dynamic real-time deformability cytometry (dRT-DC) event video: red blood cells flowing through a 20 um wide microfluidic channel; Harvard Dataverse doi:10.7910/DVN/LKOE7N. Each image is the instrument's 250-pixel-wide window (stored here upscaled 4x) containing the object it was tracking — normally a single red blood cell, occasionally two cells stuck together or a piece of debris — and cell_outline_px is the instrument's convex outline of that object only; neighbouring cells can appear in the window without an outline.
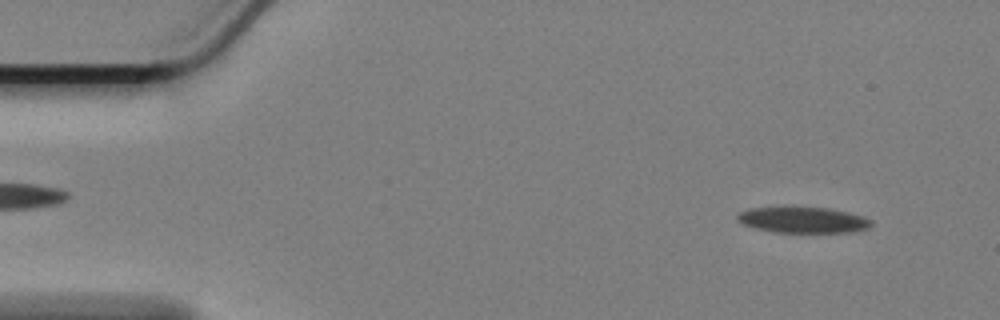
{"species": "Egyptian fruit bat (a non-hibernating species)", "species_latin": "Rousettus aegyptiacus", "temperature_condition": "cold", "stored_images_in_passage": 57, "camera_frame_rate_fps": 3000, "um_per_image_px": 0.085, "animal": {"sex": "female"}, "frame": {"image": 1, "passage_image": 4, "time_ms": 1.0, "image_size_px": [1000, 320], "cell_outline_px": [[872, 224], [868, 228], [852, 232], [776, 232], [744, 224], [736, 216], [740, 212], [748, 208], [784, 204], [792, 204], [828, 208], [848, 212], [864, 216], [872, 220]], "centroid_in_image_um": [68.25, 18.63], "position_along_channel_um": 16.7, "area_um2": 20.98}}
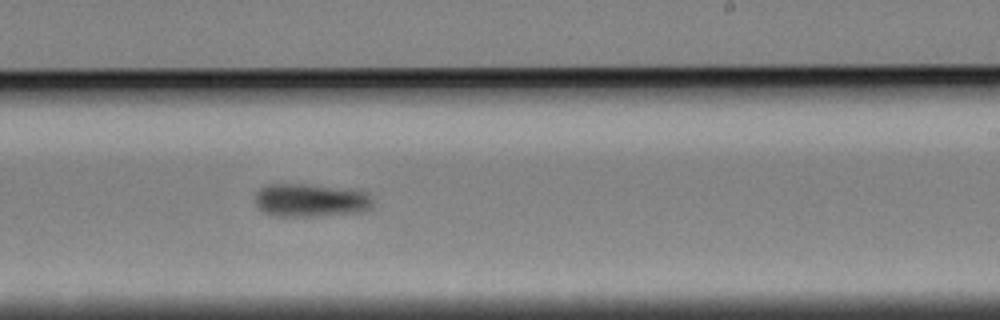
{"frame": {"image": 2, "passage_image": 34, "time_ms": 11.0, "image_size_px": [1000, 320], "cell_outline_px": [[372, 204], [368, 208], [360, 212], [312, 216], [268, 216], [256, 204], [256, 192], [260, 188], [268, 184], [304, 184], [364, 192], [372, 200]], "centroid_in_image_um": [26.31, 17.04], "position_along_channel_um": 262.7, "area_um2": 22.25}}
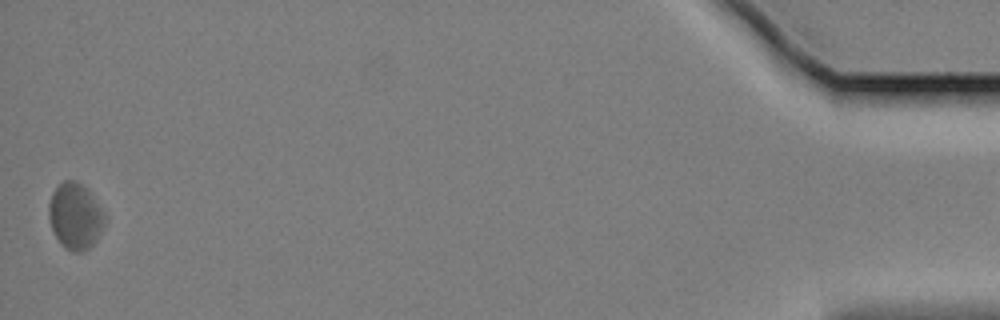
{"frame": {"image": 3, "passage_image": 57, "time_ms": 18.667, "image_size_px": [1000, 320], "cell_outline_px": [[104, 224], [96, 240], [84, 252], [72, 252], [60, 244], [52, 228], [48, 216], [48, 204], [52, 192], [64, 180], [76, 180], [88, 192], [100, 208], [104, 216]], "centroid_in_image_um": [6.35, 18.4], "position_along_channel_um": 428.9, "area_um2": 21.1}, "authors_computed_cell_mechanics": {"area_um2": 21.5016, "velocity_mm_per_s": 3.3674, "shape_relaxation_time_tau1_ms": 2.9761, "shape_relaxation_time_tau2_ms": null, "deformation_change_tau1": 0.0659, "deformation_change_tau2": null}}